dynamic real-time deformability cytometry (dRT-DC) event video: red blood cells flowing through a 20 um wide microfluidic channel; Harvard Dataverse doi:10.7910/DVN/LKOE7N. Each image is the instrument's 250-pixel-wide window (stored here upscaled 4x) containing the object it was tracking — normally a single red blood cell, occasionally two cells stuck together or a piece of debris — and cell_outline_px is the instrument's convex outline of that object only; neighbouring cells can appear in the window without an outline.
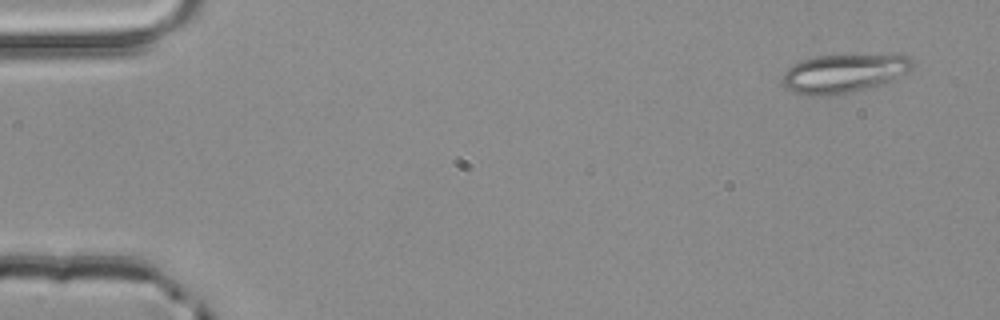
{"species": "common noctule bat (a hibernating species)", "species_latin": "Nyctalus noctula", "temperature_condition": "room temperature", "stored_images_in_passage": 3, "camera_frame_rate_fps": 3000, "um_per_image_px": 0.085, "animal": {"sex": "male", "body_mass_g": 20.4}, "frame": {"image": 1, "passage_image": 1, "time_ms": 0.0, "image_size_px": [1000, 320], "cell_outline_px": [[916, 64], [908, 72], [884, 84], [848, 92], [828, 96], [812, 96], [792, 92], [780, 80], [784, 72], [792, 64], [800, 60], [816, 56], [900, 52], [912, 56]], "centroid_in_image_um": [71.83, 6.18], "position_along_channel_um": 13.2, "area_um2": 30.46}}